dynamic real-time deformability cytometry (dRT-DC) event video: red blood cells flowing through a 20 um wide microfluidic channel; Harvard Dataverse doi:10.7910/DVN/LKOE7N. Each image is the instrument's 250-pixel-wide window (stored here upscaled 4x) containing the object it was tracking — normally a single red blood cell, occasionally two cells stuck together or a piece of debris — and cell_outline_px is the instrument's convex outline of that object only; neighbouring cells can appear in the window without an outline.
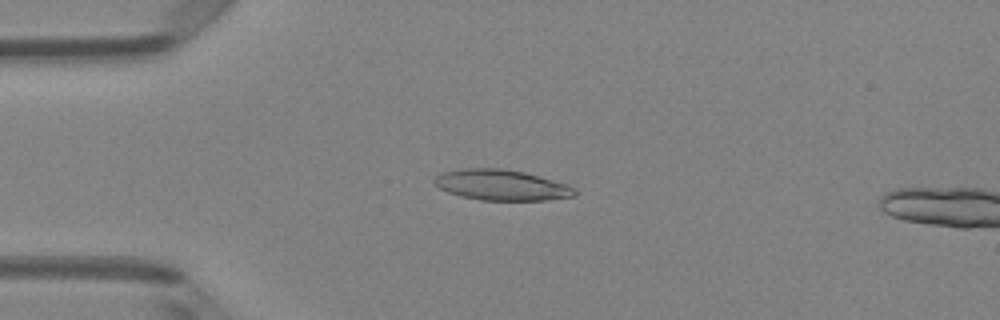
{"species": "Egyptian fruit bat (a non-hibernating species)", "species_latin": "Rousettus aegyptiacus", "temperature_condition": "room temperature", "stored_images_in_passage": 5, "camera_frame_rate_fps": 3000, "um_per_image_px": 0.085, "animal": {"sex": "female"}, "frame": {"image": 1, "passage_image": 4, "time_ms": 1.0, "image_size_px": [1000, 320], "cell_outline_px": [[576, 196], [548, 200], [480, 200], [460, 196], [448, 192], [440, 188], [432, 180], [436, 176], [444, 172], [464, 168], [500, 168], [524, 172], [568, 184], [576, 188]], "centroid_in_image_um": [42.65, 15.73], "position_along_channel_um": 42.3, "area_um2": 25.09}}